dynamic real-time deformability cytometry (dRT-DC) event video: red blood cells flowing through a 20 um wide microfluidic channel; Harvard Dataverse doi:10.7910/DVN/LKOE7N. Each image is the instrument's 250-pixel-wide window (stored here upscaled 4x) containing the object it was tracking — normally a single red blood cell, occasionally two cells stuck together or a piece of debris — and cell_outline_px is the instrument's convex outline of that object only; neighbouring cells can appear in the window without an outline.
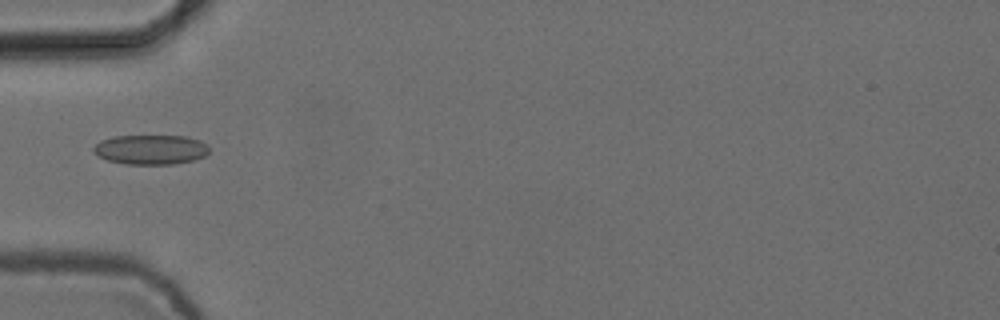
{"species": "common noctule bat (a hibernating species)", "species_latin": "Nyctalus noctula", "temperature_condition": "cold", "stored_images_in_passage": 4, "camera_frame_rate_fps": 3000, "um_per_image_px": 0.085, "animal": {"sex": "female", "body_mass_g": 24.6, "forearm_length_mm": 56.2}, "frame": {"image": 1, "passage_image": 1, "time_ms": 0.0, "image_size_px": [1000, 320], "cell_outline_px": [[208, 152], [204, 156], [192, 160], [176, 164], [124, 164], [108, 160], [96, 156], [92, 152], [92, 148], [100, 140], [112, 136], [188, 136], [200, 140], [208, 144]], "centroid_in_image_um": [12.78, 12.71], "position_along_channel_um": 72.2, "area_um2": 20.23}}
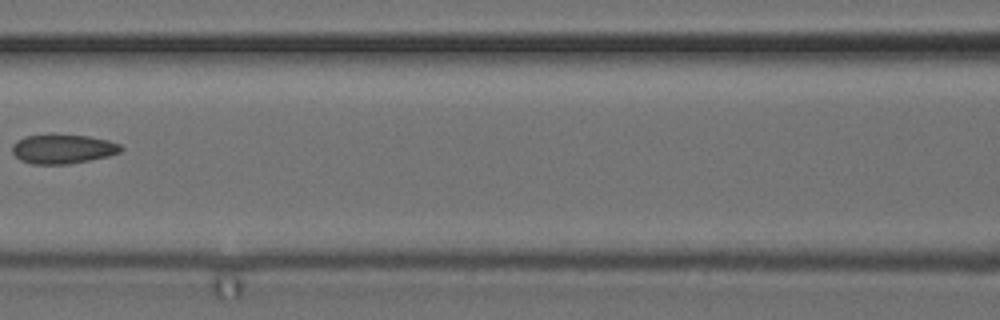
{"frame": {"image": 2, "passage_image": 3, "time_ms": 0.667, "image_size_px": [1000, 320], "cell_outline_px": [[124, 148], [120, 152], [108, 156], [68, 164], [32, 164], [20, 160], [12, 152], [12, 144], [16, 140], [24, 136], [52, 132], [88, 136], [108, 140], [120, 144]], "centroid_in_image_um": [5.3, 12.62], "position_along_channel_um": 161.3, "area_um2": 19.13}}
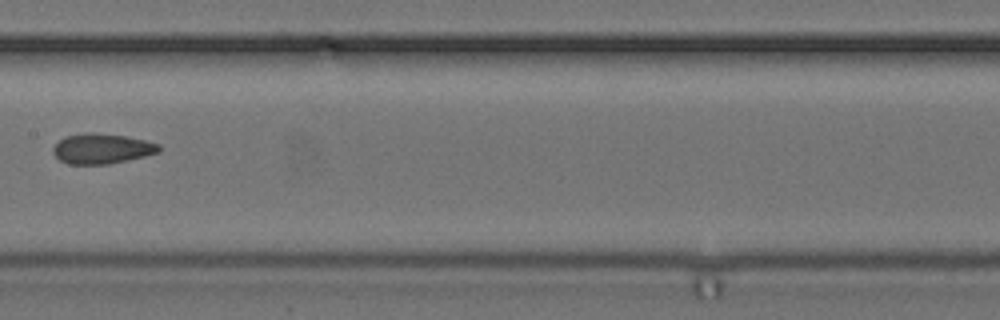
{"frame": {"image": 3, "passage_image": 4, "time_ms": 1.0, "image_size_px": [1000, 320], "cell_outline_px": [[160, 152], [128, 160], [108, 164], [68, 164], [60, 160], [52, 152], [52, 148], [64, 136], [84, 132], [92, 132], [128, 136], [160, 144]], "centroid_in_image_um": [8.65, 12.62], "position_along_channel_um": 198.7, "area_um2": 18.73}}